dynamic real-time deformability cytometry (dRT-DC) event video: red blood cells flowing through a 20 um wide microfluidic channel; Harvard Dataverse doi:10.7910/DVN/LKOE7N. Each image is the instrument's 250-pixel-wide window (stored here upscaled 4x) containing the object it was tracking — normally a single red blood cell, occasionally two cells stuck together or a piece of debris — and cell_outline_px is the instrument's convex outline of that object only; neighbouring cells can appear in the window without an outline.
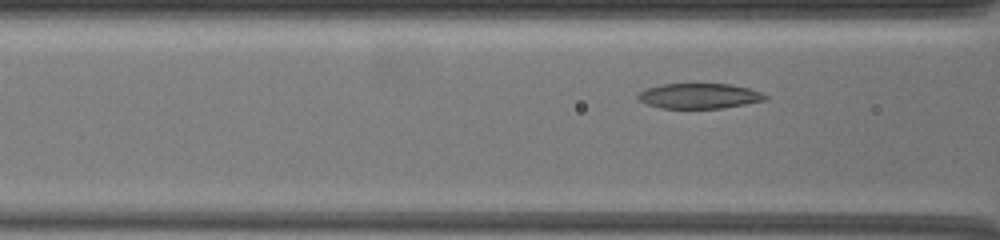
{"species": "common noctule bat (a hibernating species)", "species_latin": "Nyctalus noctula", "temperature_condition": "warm", "stored_images_in_passage": 14, "camera_frame_rate_fps": 3000, "um_per_image_px": 0.085, "animal": {"sex": "female", "body_mass_g": 19.5, "forearm_length_mm": 54.1}, "frame": {"image": 1, "passage_image": 9, "time_ms": 2.0, "image_size_px": [1000, 240], "cell_outline_px": [[768, 100], [720, 108], [660, 108], [636, 100], [636, 96], [640, 92], [648, 88], [660, 84], [728, 84], [748, 88], [760, 92], [768, 96]], "centroid_in_image_um": [59.41, 8.16], "position_along_channel_um": 107.2, "area_um2": 18.61}}